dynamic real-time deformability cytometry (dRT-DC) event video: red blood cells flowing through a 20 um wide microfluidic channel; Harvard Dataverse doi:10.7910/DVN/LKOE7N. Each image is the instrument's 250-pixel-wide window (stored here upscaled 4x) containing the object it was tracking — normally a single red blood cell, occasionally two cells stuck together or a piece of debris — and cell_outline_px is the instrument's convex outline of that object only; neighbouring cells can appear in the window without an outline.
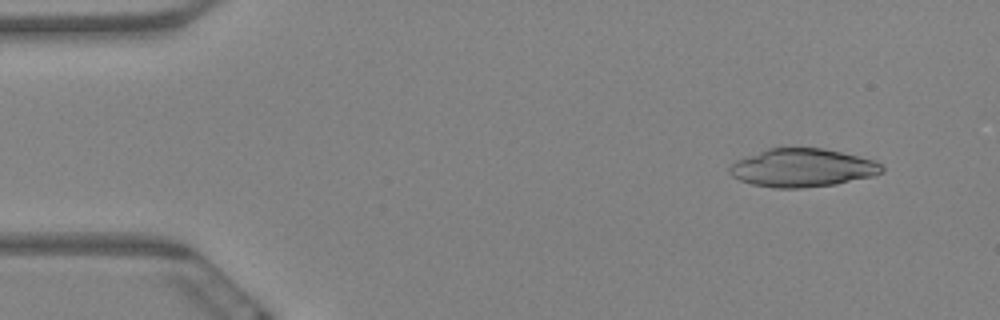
{"species": "Egyptian fruit bat (a non-hibernating species)", "species_latin": "Rousettus aegyptiacus", "temperature_condition": "warm", "stored_images_in_passage": 6, "camera_frame_rate_fps": 3000, "um_per_image_px": 0.085, "animal": {"sex": "female"}, "frame": {"image": 1, "passage_image": 2, "time_ms": 0.333, "image_size_px": [1000, 320], "cell_outline_px": [[884, 172], [872, 176], [836, 184], [800, 188], [776, 188], [752, 184], [740, 180], [732, 176], [728, 172], [728, 168], [736, 160], [768, 148], [824, 148], [876, 160], [884, 168]], "centroid_in_image_um": [68.21, 14.26], "position_along_channel_um": 16.8, "area_um2": 33.93}}